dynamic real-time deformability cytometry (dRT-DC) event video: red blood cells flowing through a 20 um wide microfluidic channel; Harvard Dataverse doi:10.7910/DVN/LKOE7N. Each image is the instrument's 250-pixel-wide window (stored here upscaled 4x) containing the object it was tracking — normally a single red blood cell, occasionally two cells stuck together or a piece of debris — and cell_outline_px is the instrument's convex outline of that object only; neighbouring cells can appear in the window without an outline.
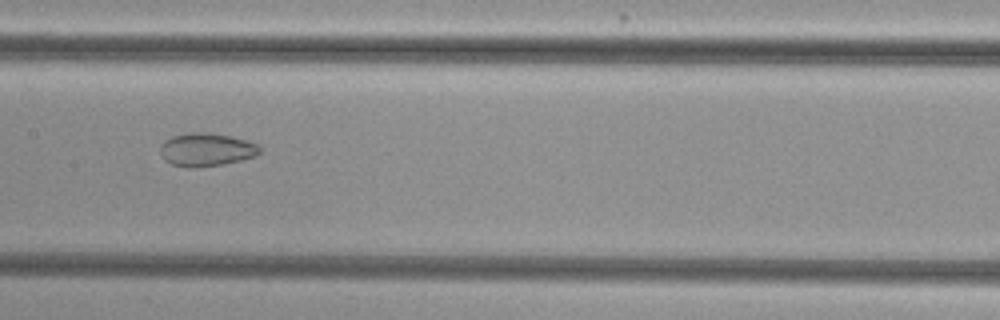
{"species": "common noctule bat (a hibernating species)", "species_latin": "Nyctalus noctula", "temperature_condition": "cold", "stored_images_in_passage": 43, "camera_frame_rate_fps": 3000, "um_per_image_px": 0.085, "animal": {"sex": "female", "body_mass_g": 29.2, "forearm_length_mm": 56.3}, "frame": {"image": 1, "passage_image": 17, "time_ms": 5.333, "image_size_px": [1000, 320], "cell_outline_px": [[260, 152], [256, 156], [224, 164], [192, 168], [188, 168], [172, 164], [164, 160], [160, 152], [160, 148], [164, 140], [172, 136], [192, 132], [204, 132], [228, 136], [244, 140], [256, 144], [260, 148]], "centroid_in_image_um": [17.5, 12.73], "position_along_channel_um": 189.9, "area_um2": 19.07}}
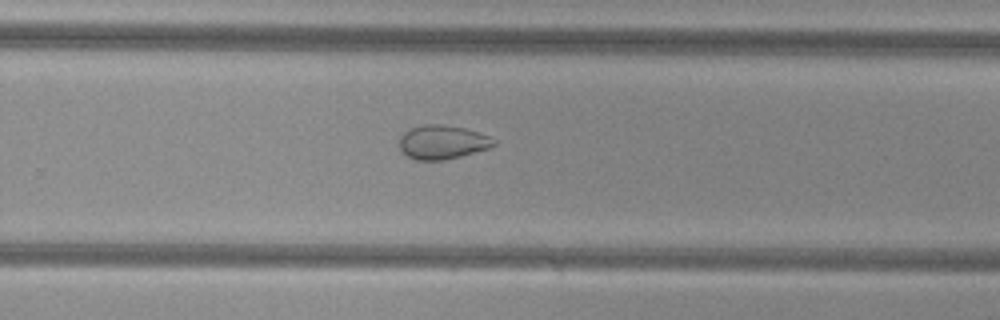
{"frame": {"image": 2, "passage_image": 25, "time_ms": 8.0, "image_size_px": [1000, 320], "cell_outline_px": [[496, 144], [488, 148], [460, 156], [444, 160], [416, 160], [400, 152], [400, 136], [404, 132], [412, 128], [424, 124], [440, 124], [464, 128], [488, 136], [496, 140]], "centroid_in_image_um": [37.57, 12.09], "position_along_channel_um": 292.2, "area_um2": 18.5}}
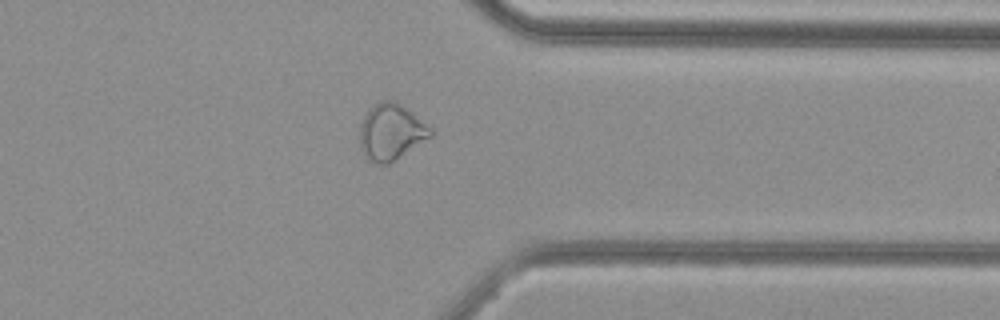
{"frame": {"image": 3, "passage_image": 32, "time_ms": 10.333, "image_size_px": [1000, 320], "cell_outline_px": [[432, 136], [388, 164], [380, 164], [368, 160], [364, 156], [360, 144], [360, 124], [368, 108], [372, 104], [380, 100], [392, 100], [400, 104], [432, 128]], "centroid_in_image_um": [33.21, 11.2], "position_along_channel_um": 378.2, "area_um2": 23.06}, "authors_computed_cell_mechanics": {"area_um2": 23.0622, "velocity_mm_per_s": 3.8489, "shape_relaxation_time_tau1_ms": null, "shape_relaxation_time_tau2_ms": 2.5134, "deformation_change_tau1": null, "deformation_change_tau2": 0.0749}}